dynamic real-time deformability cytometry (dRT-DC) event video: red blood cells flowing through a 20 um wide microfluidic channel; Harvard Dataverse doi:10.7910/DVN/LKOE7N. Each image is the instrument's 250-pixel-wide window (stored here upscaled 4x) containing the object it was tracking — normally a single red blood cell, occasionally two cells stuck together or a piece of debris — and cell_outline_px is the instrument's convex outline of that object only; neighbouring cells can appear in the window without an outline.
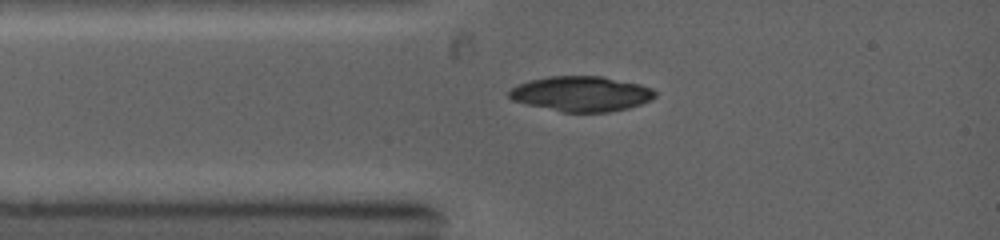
{"species": "common noctule bat (a hibernating species)", "species_latin": "Nyctalus noctula", "temperature_condition": "warm", "stored_images_in_passage": 1, "camera_frame_rate_fps": 5000, "um_per_image_px": 0.085, "animal": {"sex": "female", "body_mass_g": 19.0, "forearm_length_mm": 53.3}, "frame": {"image": 1, "passage_image": 1, "time_ms": 0.0, "image_size_px": [1000, 240], "cell_outline_px": [[656, 96], [652, 100], [628, 108], [608, 112], [560, 112], [512, 100], [508, 96], [508, 92], [516, 84], [548, 76], [600, 76], [640, 84], [652, 88], [656, 92]], "centroid_in_image_um": [49.42, 7.97], "position_along_channel_um": 35.6, "area_um2": 29.88}}